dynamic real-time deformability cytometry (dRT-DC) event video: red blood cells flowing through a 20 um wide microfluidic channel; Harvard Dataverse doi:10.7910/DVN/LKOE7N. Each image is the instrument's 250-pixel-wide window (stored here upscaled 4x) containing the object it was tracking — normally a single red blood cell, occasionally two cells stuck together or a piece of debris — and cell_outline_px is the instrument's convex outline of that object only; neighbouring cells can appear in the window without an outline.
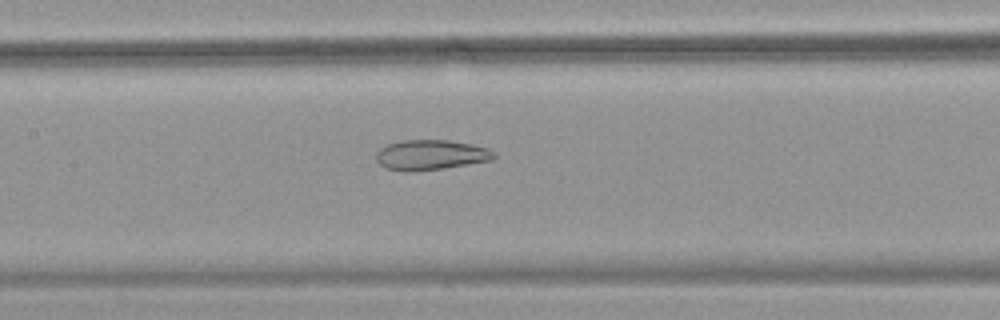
{"species": "common noctule bat (a hibernating species)", "species_latin": "Nyctalus noctula", "temperature_condition": "warm", "stored_images_in_passage": 49, "camera_frame_rate_fps": 3000, "um_per_image_px": 0.085, "animal": {"sex": "female", "body_mass_g": 18.4}, "frame": {"image": 1, "passage_image": 27, "time_ms": 8.667, "image_size_px": [1000, 320], "cell_outline_px": [[496, 156], [492, 160], [444, 168], [412, 172], [404, 172], [384, 168], [376, 160], [376, 152], [380, 148], [388, 144], [404, 140], [448, 140], [472, 144], [488, 148], [496, 152]], "centroid_in_image_um": [36.61, 13.17], "position_along_channel_um": 170.8, "area_um2": 20.87}}
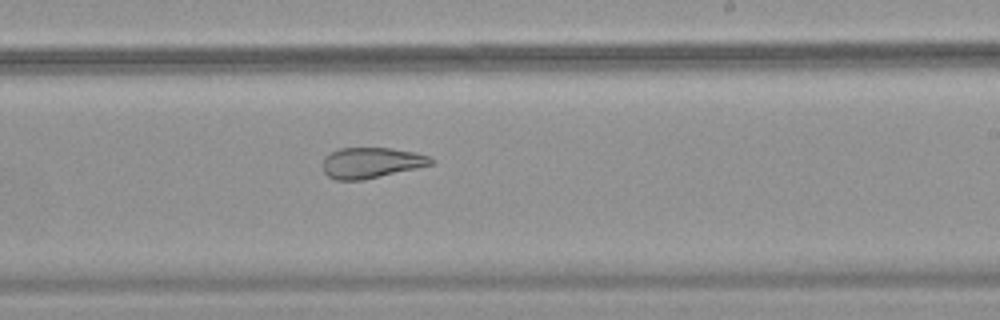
{"frame": {"image": 2, "passage_image": 34, "time_ms": 11.0, "image_size_px": [1000, 320], "cell_outline_px": [[432, 164], [416, 168], [364, 180], [336, 180], [328, 176], [324, 172], [324, 156], [340, 148], [392, 148], [416, 152], [428, 156], [432, 160]], "centroid_in_image_um": [31.54, 13.83], "position_along_channel_um": 257.5, "area_um2": 19.19}}
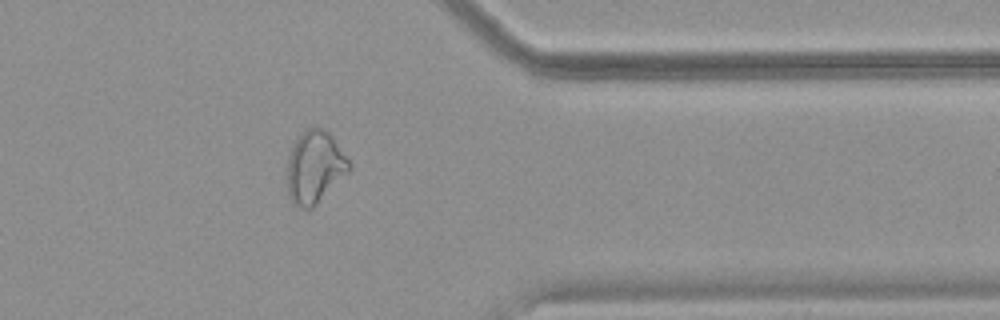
{"frame": {"image": 3, "passage_image": 45, "time_ms": 14.667, "image_size_px": [1000, 320], "cell_outline_px": [[352, 168], [312, 208], [300, 208], [292, 204], [288, 200], [284, 168], [288, 156], [296, 140], [304, 128], [312, 124], [324, 128], [332, 136], [348, 160]], "centroid_in_image_um": [26.67, 14.19], "position_along_channel_um": 384.7, "area_um2": 26.76}}